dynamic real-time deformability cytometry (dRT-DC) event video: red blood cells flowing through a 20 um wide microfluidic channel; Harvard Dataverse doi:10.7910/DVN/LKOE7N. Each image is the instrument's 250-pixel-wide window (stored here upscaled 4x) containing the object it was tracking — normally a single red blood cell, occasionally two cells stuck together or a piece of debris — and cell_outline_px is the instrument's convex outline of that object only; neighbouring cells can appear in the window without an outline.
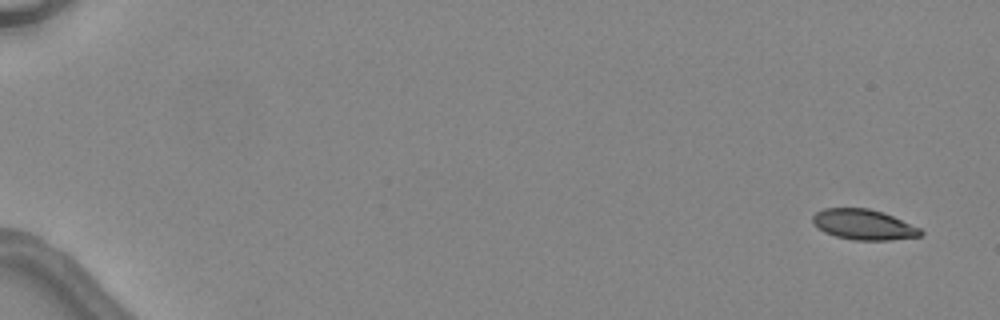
{"species": "common noctule bat (a hibernating species)", "species_latin": "Nyctalus noctula", "temperature_condition": "warm", "stored_images_in_passage": 5, "camera_frame_rate_fps": 3000, "um_per_image_px": 0.085, "animal": {"sex": "female", "body_mass_g": 24.6, "forearm_length_mm": 56.2}, "frame": {"image": 1, "passage_image": 1, "time_ms": 0.0, "image_size_px": [1000, 320], "cell_outline_px": [[924, 232], [920, 236], [888, 240], [852, 240], [836, 236], [824, 232], [816, 228], [812, 220], [812, 216], [816, 212], [824, 208], [868, 208], [884, 212], [920, 228]], "centroid_in_image_um": [73.38, 19.08], "position_along_channel_um": 11.6, "area_um2": 19.19}}
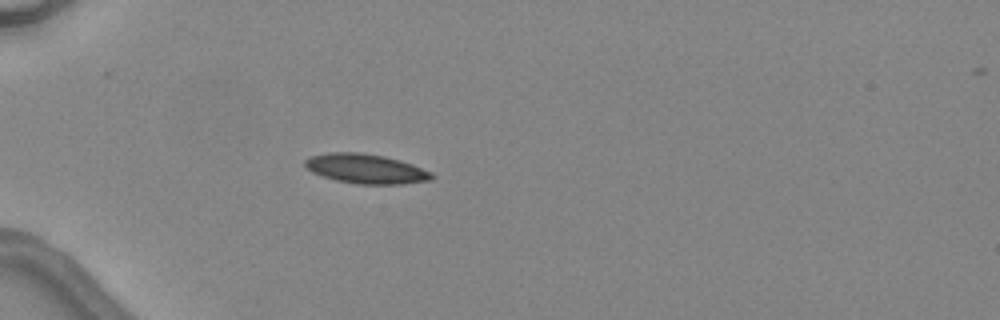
{"frame": {"image": 2, "passage_image": 5, "time_ms": 4.667, "image_size_px": [1000, 320], "cell_outline_px": [[436, 176], [432, 180], [404, 184], [356, 184], [336, 180], [312, 172], [304, 164], [304, 160], [312, 156], [328, 152], [360, 152], [384, 156], [400, 160], [412, 164], [432, 172]], "centroid_in_image_um": [31.14, 14.35], "position_along_channel_um": 53.9, "area_um2": 21.91}}